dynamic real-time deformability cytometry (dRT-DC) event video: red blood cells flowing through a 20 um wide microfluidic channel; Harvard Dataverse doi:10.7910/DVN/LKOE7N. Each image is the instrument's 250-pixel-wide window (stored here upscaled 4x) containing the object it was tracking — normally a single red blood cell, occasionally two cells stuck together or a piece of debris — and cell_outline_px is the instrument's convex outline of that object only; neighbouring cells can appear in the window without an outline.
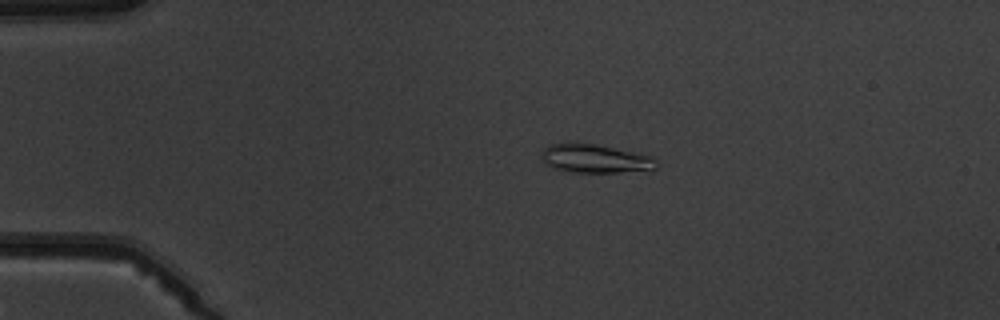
{"species": "common noctule bat (a hibernating species)", "species_latin": "Nyctalus noctula", "temperature_condition": "warm", "stored_images_in_passage": 6, "camera_frame_rate_fps": 3000, "um_per_image_px": 0.085, "animal": {"sex": "male", "body_mass_g": 19.5, "forearm_length_mm": 54.6}, "frame": {"image": 1, "passage_image": 3, "time_ms": 2.333, "image_size_px": [1000, 320], "cell_outline_px": [[656, 168], [652, 172], [572, 172], [552, 168], [544, 164], [540, 160], [540, 152], [548, 144], [568, 140], [576, 140], [640, 152], [652, 156], [656, 160]], "centroid_in_image_um": [50.56, 13.44], "position_along_channel_um": 34.4, "area_um2": 20.58}}
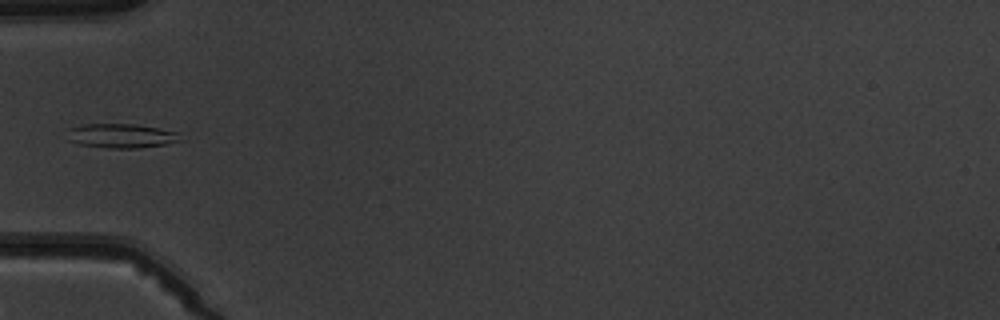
{"frame": {"image": 2, "passage_image": 5, "time_ms": 4.667, "image_size_px": [1000, 320], "cell_outline_px": [[176, 140], [164, 144], [140, 148], [108, 148], [80, 144], [68, 140], [68, 128], [84, 124], [132, 124], [156, 128], [176, 132]], "centroid_in_image_um": [10.18, 11.54], "position_along_channel_um": 74.8, "area_um2": 15.49}}
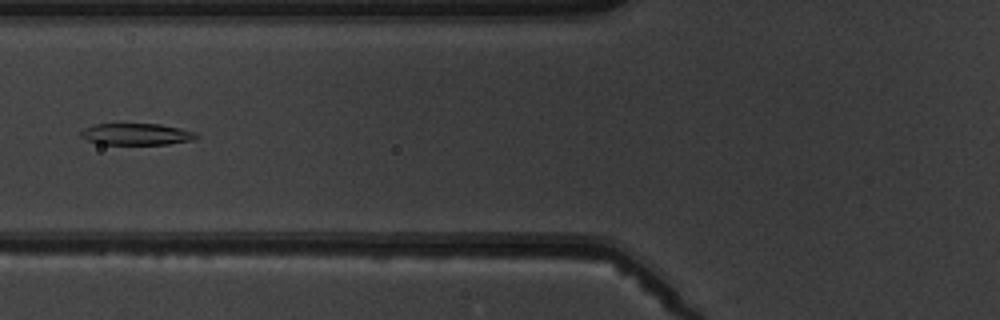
{"frame": {"image": 3, "passage_image": 6, "time_ms": 5.667, "image_size_px": [1000, 320], "cell_outline_px": [[200, 136], [192, 140], [168, 144], [96, 144], [80, 136], [80, 132], [84, 128], [96, 124], [160, 124], [180, 128], [196, 132]], "centroid_in_image_um": [11.6, 11.41], "position_along_channel_um": 114.2, "area_um2": 14.57}}